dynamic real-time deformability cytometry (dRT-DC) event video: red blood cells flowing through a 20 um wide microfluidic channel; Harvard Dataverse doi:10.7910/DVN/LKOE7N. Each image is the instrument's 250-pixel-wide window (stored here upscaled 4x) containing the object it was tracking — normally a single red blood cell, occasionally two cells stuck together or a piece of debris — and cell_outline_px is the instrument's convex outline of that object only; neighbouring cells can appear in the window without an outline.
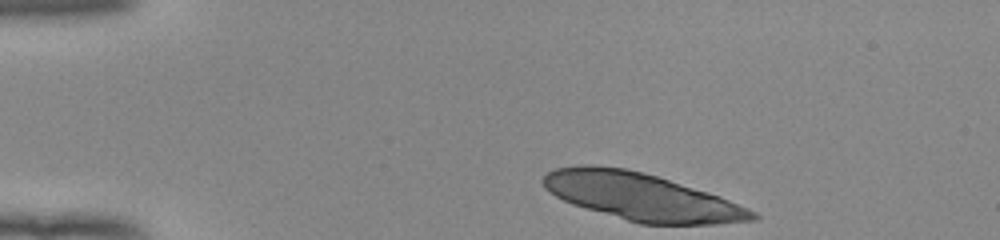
{"species": "human", "species_latin": "Homo sapiens", "temperature_condition": "room temperature", "stored_images_in_passage": 38, "camera_frame_rate_fps": 3000, "um_per_image_px": 0.085, "donor": {"sex": "female"}, "frame": {"image": 1, "passage_image": 1, "time_ms": 0.0, "image_size_px": [1000, 240], "cell_outline_px": [[760, 216], [756, 220], [716, 224], [640, 224], [572, 204], [556, 196], [544, 188], [540, 180], [548, 172], [556, 168], [584, 164], [592, 164], [624, 168], [656, 176], [720, 196], [748, 208], [756, 212]], "centroid_in_image_um": [54.51, 16.72], "position_along_channel_um": 30.5, "area_um2": 57.28}}
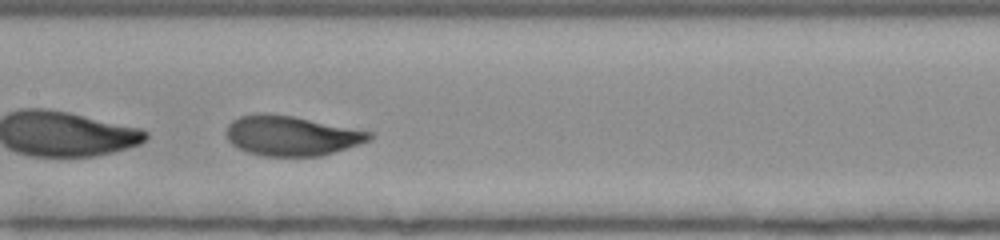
{"frame": {"image": 2, "passage_image": 19, "time_ms": 6.0, "image_size_px": [1000, 240], "cell_outline_px": [[372, 136], [368, 140], [360, 144], [320, 156], [264, 156], [248, 152], [232, 144], [228, 140], [224, 132], [228, 124], [232, 120], [240, 116], [264, 112], [292, 116], [372, 132]], "centroid_in_image_um": [24.71, 11.53], "position_along_channel_um": 182.7, "area_um2": 33.06}}
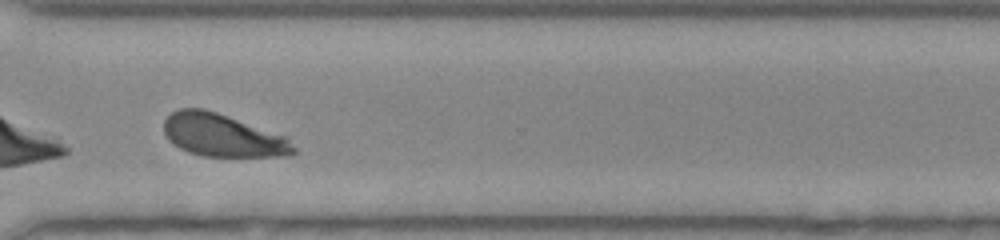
{"frame": {"image": 3, "passage_image": 32, "time_ms": 10.333, "image_size_px": [1000, 240], "cell_outline_px": [[296, 152], [292, 156], [200, 156], [188, 152], [180, 148], [168, 140], [164, 132], [164, 120], [172, 112], [180, 108], [204, 108], [288, 136], [296, 148]], "centroid_in_image_um": [18.96, 11.51], "position_along_channel_um": 351.6, "area_um2": 32.54}, "authors_computed_cell_mechanics": {"area_um2": 33.235, "velocity_mm_per_s": 3.8971, "shape_relaxation_time_tau1_ms": 2.3217, "shape_relaxation_time_tau2_ms": 0.8891, "deformation_change_tau1": 0.1514, "deformation_change_tau2": 0.0595}}